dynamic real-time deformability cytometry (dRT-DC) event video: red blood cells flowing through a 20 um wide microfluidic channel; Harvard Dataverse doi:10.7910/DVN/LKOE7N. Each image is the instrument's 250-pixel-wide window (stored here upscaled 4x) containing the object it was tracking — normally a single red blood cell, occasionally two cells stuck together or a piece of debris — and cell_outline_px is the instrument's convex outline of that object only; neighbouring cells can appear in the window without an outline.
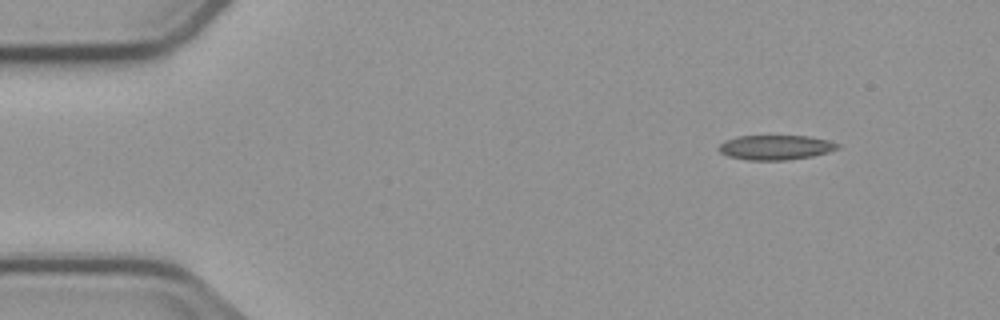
{"species": "common noctule bat (a hibernating species)", "species_latin": "Nyctalus noctula", "temperature_condition": "cold", "stored_images_in_passage": 6, "camera_frame_rate_fps": 3000, "um_per_image_px": 0.085, "animal": {"sex": "male", "body_mass_g": 23.1, "forearm_length_mm": 52.7}, "frame": {"image": 1, "passage_image": 1, "time_ms": 0.0, "image_size_px": [1000, 320], "cell_outline_px": [[840, 148], [828, 152], [812, 156], [784, 160], [748, 160], [728, 156], [720, 152], [716, 148], [724, 140], [736, 136], [808, 136], [828, 140], [840, 144]], "centroid_in_image_um": [65.9, 12.52], "position_along_channel_um": 19.1, "area_um2": 17.17}}
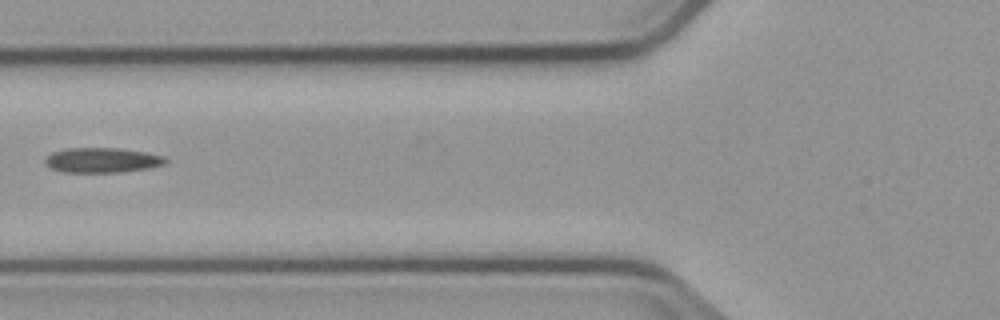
{"frame": {"image": 2, "passage_image": 5, "time_ms": 5.0, "image_size_px": [1000, 320], "cell_outline_px": [[168, 160], [164, 164], [148, 168], [120, 172], [60, 172], [44, 164], [44, 160], [52, 152], [64, 148], [120, 148], [144, 152], [164, 156]], "centroid_in_image_um": [8.65, 13.61], "position_along_channel_um": 117.2, "area_um2": 17.51}}
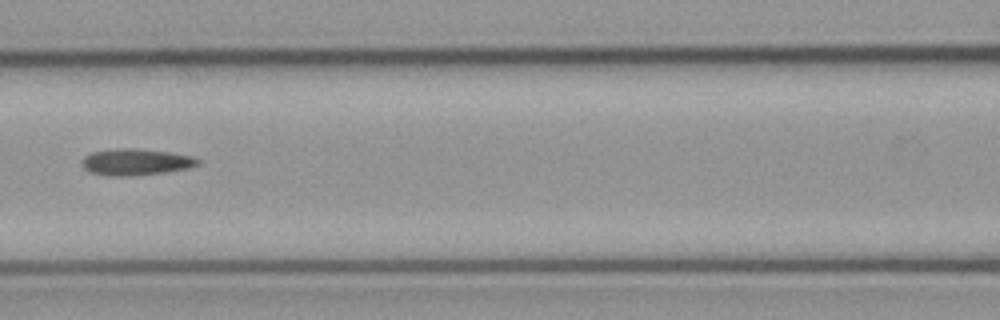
{"frame": {"image": 3, "passage_image": 6, "time_ms": 6.0, "image_size_px": [1000, 320], "cell_outline_px": [[200, 164], [188, 168], [164, 172], [132, 176], [108, 176], [92, 172], [84, 168], [80, 164], [84, 156], [92, 152], [112, 148], [136, 148], [168, 152], [192, 156], [200, 160]], "centroid_in_image_um": [11.52, 13.76], "position_along_channel_um": 155.1, "area_um2": 17.98}}